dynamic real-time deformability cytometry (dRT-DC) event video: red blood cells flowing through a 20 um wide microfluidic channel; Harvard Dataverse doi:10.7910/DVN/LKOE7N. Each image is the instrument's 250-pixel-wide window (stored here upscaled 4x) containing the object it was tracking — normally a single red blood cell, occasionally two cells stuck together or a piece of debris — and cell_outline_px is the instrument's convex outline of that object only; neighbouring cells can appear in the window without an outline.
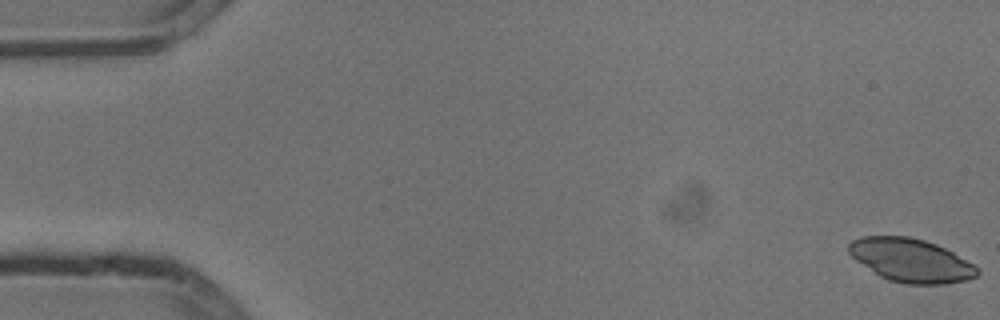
{"species": "common noctule bat (a hibernating species)", "species_latin": "Nyctalus noctula", "temperature_condition": "cold", "stored_images_in_passage": 6, "camera_frame_rate_fps": 3000, "um_per_image_px": 0.085, "animal": {"sex": "male", "body_mass_g": 13.3}, "frame": {"image": 1, "passage_image": 1, "time_ms": 0.0, "image_size_px": [1000, 320], "cell_outline_px": [[980, 272], [976, 276], [968, 280], [944, 284], [904, 284], [888, 280], [880, 276], [856, 260], [848, 252], [848, 244], [852, 240], [864, 236], [908, 236], [924, 240], [936, 244], [952, 252], [980, 268]], "centroid_in_image_um": [77.44, 22.13], "position_along_channel_um": 7.6, "area_um2": 32.48}}